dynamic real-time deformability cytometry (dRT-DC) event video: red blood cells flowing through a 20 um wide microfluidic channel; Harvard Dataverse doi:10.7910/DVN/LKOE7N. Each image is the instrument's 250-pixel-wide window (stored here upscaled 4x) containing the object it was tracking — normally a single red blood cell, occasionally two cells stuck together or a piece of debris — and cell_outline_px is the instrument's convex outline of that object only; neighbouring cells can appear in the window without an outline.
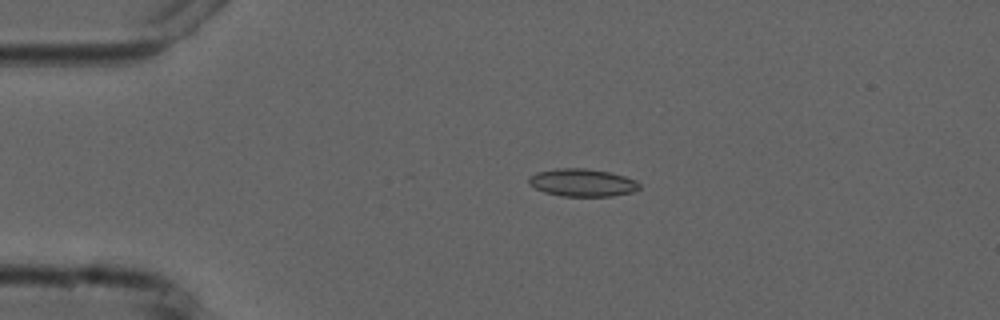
{"species": "common noctule bat (a hibernating species)", "species_latin": "Nyctalus noctula", "temperature_condition": "cold", "stored_images_in_passage": 5, "camera_frame_rate_fps": 3000, "um_per_image_px": 0.085, "animal": {"sex": "male", "forearm_length_mm": 52.5}, "frame": {"image": 1, "passage_image": 4, "time_ms": 3.333, "image_size_px": [1000, 320], "cell_outline_px": [[640, 188], [632, 192], [612, 196], [560, 196], [544, 192], [528, 184], [528, 176], [536, 172], [556, 168], [584, 168], [608, 172], [624, 176], [636, 180], [640, 184]], "centroid_in_image_um": [49.47, 15.52], "position_along_channel_um": 35.5, "area_um2": 17.92}}